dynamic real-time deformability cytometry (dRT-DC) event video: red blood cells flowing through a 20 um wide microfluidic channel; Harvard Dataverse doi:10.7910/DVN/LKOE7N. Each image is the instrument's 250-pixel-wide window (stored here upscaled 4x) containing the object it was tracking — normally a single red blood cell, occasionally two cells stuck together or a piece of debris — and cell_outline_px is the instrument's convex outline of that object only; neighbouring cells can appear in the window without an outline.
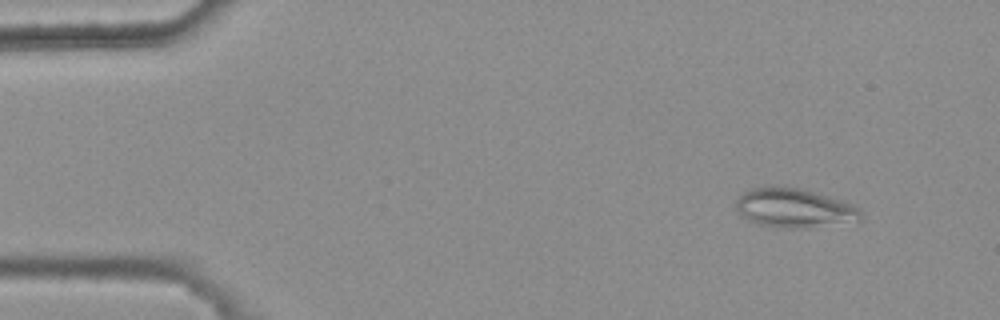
{"species": "common noctule bat (a hibernating species)", "species_latin": "Nyctalus noctula", "temperature_condition": "warm", "stored_images_in_passage": 4, "camera_frame_rate_fps": 3000, "um_per_image_px": 0.085, "animal": {"sex": "female", "body_mass_g": 25.1}, "frame": {"image": 1, "passage_image": 1, "time_ms": 0.0, "image_size_px": [1000, 320], "cell_outline_px": [[864, 220], [812, 228], [788, 228], [760, 224], [748, 220], [736, 208], [736, 200], [740, 192], [752, 188], [776, 184], [800, 188], [844, 200], [852, 204], [864, 216]], "centroid_in_image_um": [67.53, 17.66], "position_along_channel_um": 17.5, "area_um2": 29.02}}